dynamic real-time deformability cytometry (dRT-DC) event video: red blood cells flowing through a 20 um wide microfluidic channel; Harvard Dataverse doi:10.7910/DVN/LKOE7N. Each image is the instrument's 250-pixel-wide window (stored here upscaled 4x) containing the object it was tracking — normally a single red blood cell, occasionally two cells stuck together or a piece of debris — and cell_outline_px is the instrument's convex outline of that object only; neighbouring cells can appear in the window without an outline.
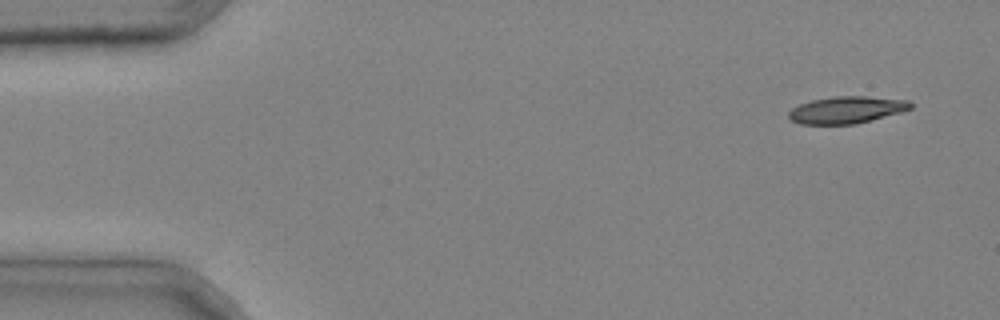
{"species": "common noctule bat (a hibernating species)", "species_latin": "Nyctalus noctula", "temperature_condition": "cold", "stored_images_in_passage": 6, "camera_frame_rate_fps": 3000, "um_per_image_px": 0.085, "animal": {"sex": "male", "body_mass_g": 20.4}, "frame": {"image": 1, "passage_image": 1, "time_ms": 0.0, "image_size_px": [1000, 320], "cell_outline_px": [[912, 108], [900, 112], [856, 124], [800, 124], [792, 120], [788, 116], [788, 112], [792, 108], [800, 104], [812, 100], [836, 96], [864, 96], [908, 100], [912, 104]], "centroid_in_image_um": [71.95, 9.34], "position_along_channel_um": 13.1, "area_um2": 19.02}}
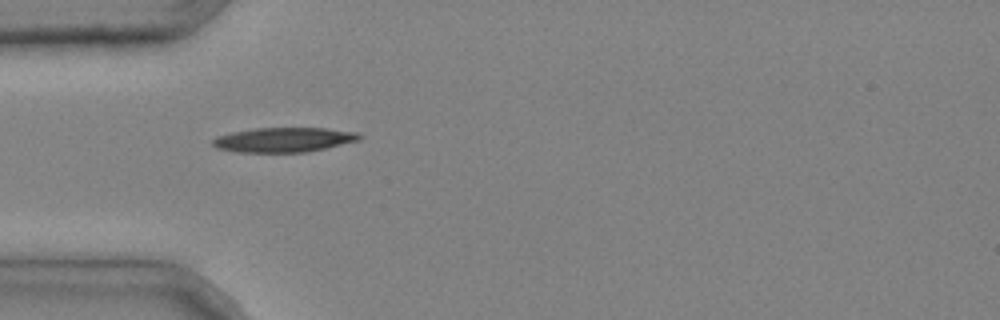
{"frame": {"image": 2, "passage_image": 4, "time_ms": 1.0, "image_size_px": [1000, 320], "cell_outline_px": [[364, 136], [360, 140], [308, 152], [236, 152], [216, 148], [212, 144], [212, 140], [216, 136], [232, 132], [256, 128], [324, 128], [356, 132]], "centroid_in_image_um": [24.12, 11.88], "position_along_channel_um": 60.9, "area_um2": 21.1}}